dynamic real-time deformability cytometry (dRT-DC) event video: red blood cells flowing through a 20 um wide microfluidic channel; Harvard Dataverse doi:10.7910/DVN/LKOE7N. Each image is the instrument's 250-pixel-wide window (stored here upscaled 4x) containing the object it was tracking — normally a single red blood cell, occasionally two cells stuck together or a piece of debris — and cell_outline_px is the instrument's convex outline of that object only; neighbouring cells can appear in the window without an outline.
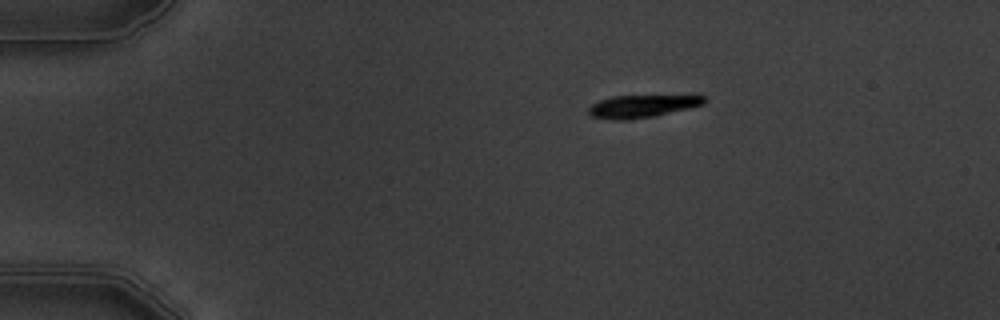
{"species": "common noctule bat (a hibernating species)", "species_latin": "Nyctalus noctula", "temperature_condition": "warm", "stored_images_in_passage": 3, "camera_frame_rate_fps": 3000, "um_per_image_px": 0.085, "animal": {"sex": "male", "body_mass_g": 19.5, "forearm_length_mm": 54.6}, "frame": {"image": 1, "passage_image": 1, "time_ms": 0.0, "image_size_px": [1000, 320], "cell_outline_px": [[704, 104], [656, 116], [628, 120], [612, 120], [592, 116], [588, 112], [588, 108], [592, 104], [600, 100], [612, 96], [692, 92], [700, 92], [704, 96]], "centroid_in_image_um": [54.74, 8.95], "position_along_channel_um": 30.3, "area_um2": 16.42}}
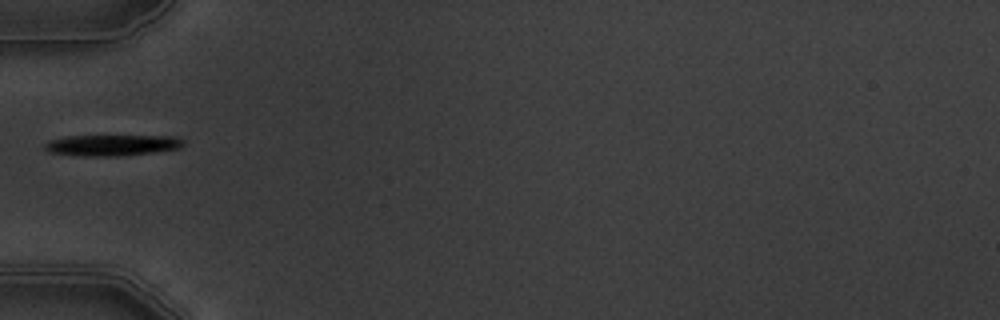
{"frame": {"image": 2, "passage_image": 3, "time_ms": 3.0, "image_size_px": [1000, 320], "cell_outline_px": [[184, 144], [180, 148], [152, 152], [116, 156], [84, 156], [52, 152], [44, 148], [44, 144], [48, 140], [68, 136], [176, 136], [184, 140]], "centroid_in_image_um": [9.54, 12.33], "position_along_channel_um": 75.5, "area_um2": 16.82}}